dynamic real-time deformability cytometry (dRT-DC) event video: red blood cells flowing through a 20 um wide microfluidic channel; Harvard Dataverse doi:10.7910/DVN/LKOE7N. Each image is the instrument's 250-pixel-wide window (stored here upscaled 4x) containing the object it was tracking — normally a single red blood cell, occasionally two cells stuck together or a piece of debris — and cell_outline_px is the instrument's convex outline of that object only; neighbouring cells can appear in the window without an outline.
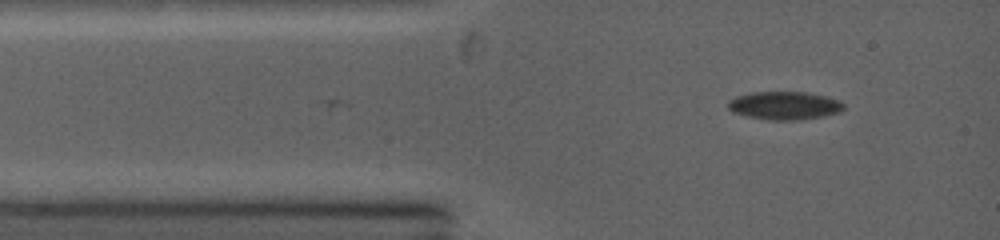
{"species": "common noctule bat (a hibernating species)", "species_latin": "Nyctalus noctula", "temperature_condition": "warm", "stored_images_in_passage": 10, "camera_frame_rate_fps": 5000, "um_per_image_px": 0.085, "animal": {"sex": "female", "body_mass_g": 19.0, "forearm_length_mm": 53.3}, "frame": {"image": 1, "passage_image": 10, "time_ms": 1.8, "image_size_px": [1000, 240], "cell_outline_px": [[844, 108], [840, 112], [824, 116], [800, 120], [768, 120], [748, 116], [732, 112], [728, 108], [728, 100], [736, 96], [756, 92], [804, 92], [824, 96], [840, 100], [844, 104]], "centroid_in_image_um": [66.69, 8.98], "position_along_channel_um": 18.3, "area_um2": 18.96}}